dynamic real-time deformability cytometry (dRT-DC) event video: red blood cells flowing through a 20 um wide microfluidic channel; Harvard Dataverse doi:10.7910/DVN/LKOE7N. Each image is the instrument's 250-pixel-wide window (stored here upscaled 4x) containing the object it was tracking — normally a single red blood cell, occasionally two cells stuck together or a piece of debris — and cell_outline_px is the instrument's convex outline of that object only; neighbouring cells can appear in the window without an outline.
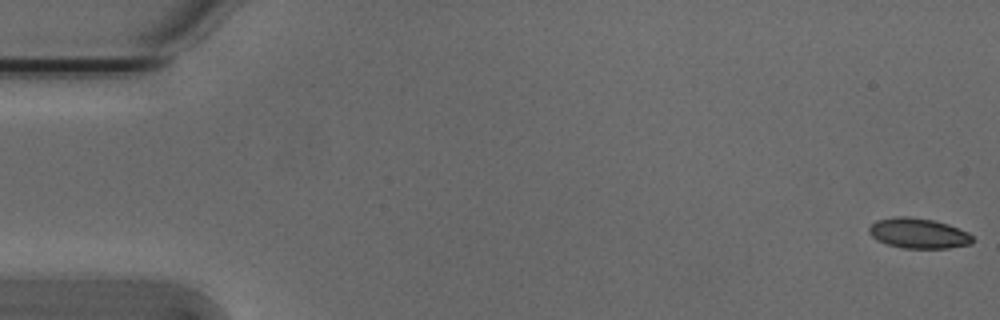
{"species": "Egyptian fruit bat (a non-hibernating species)", "species_latin": "Rousettus aegyptiacus", "temperature_condition": "cold", "stored_images_in_passage": 50, "camera_frame_rate_fps": 3000, "um_per_image_px": 0.085, "animal": {"sex": "male"}, "frame": {"image": 1, "passage_image": 1, "time_ms": 0.0, "image_size_px": [1000, 320], "cell_outline_px": [[972, 244], [948, 248], [904, 248], [888, 244], [876, 240], [868, 232], [868, 228], [876, 220], [896, 216], [908, 216], [932, 220], [948, 224], [968, 232], [972, 236]], "centroid_in_image_um": [78.05, 19.82], "position_along_channel_um": 6.9, "area_um2": 18.21}}
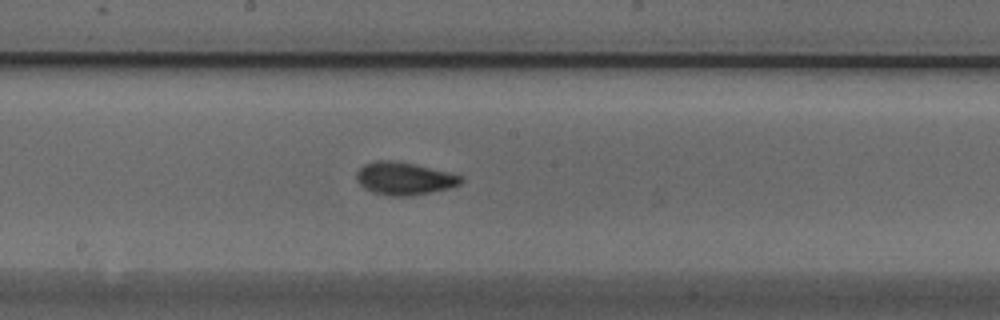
{"frame": {"image": 2, "passage_image": 29, "time_ms": 9.333, "image_size_px": [1000, 320], "cell_outline_px": [[464, 180], [460, 184], [448, 188], [412, 196], [388, 196], [372, 192], [364, 188], [356, 180], [356, 172], [364, 164], [376, 160], [392, 160], [412, 164], [448, 172], [460, 176]], "centroid_in_image_um": [34.31, 15.18], "position_along_channel_um": 213.9, "area_um2": 19.77}}
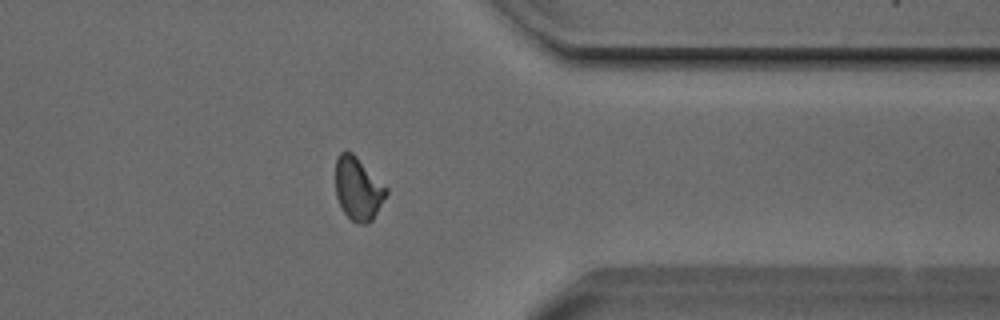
{"frame": {"image": 3, "passage_image": 43, "time_ms": 14.0, "image_size_px": [1000, 320], "cell_outline_px": [[388, 192], [372, 220], [368, 224], [356, 224], [344, 212], [336, 196], [336, 156], [340, 152], [352, 152], [388, 188]], "centroid_in_image_um": [30.43, 16.04], "position_along_channel_um": 381.0, "area_um2": 18.5}, "authors_computed_cell_mechanics": {"area_um2": 18.8139, "velocity_mm_per_s": 3.8065, "shape_relaxation_time_tau1_ms": 6.4228, "shape_relaxation_time_tau2_ms": 1.9424, "deformation_change_tau1": 0.137, "deformation_change_tau2": 0.0521}}